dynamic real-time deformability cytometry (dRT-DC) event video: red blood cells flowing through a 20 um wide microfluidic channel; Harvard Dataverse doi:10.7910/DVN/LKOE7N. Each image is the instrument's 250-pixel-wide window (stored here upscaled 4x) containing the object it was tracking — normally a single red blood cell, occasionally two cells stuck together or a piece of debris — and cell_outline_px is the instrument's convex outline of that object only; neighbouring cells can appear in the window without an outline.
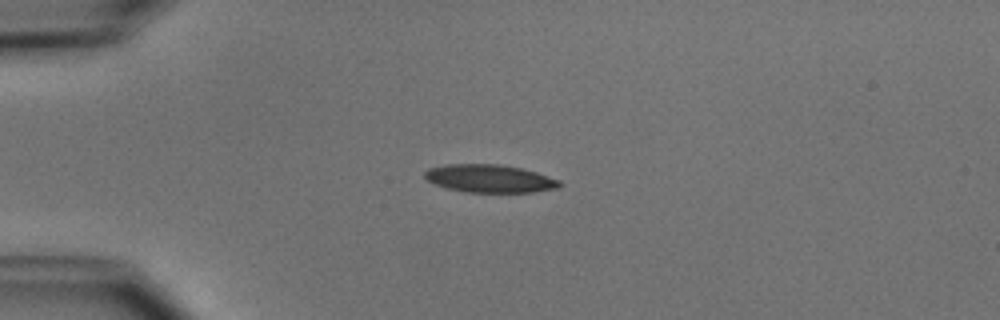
{"species": "common noctule bat (a hibernating species)", "species_latin": "Nyctalus noctula", "temperature_condition": "cold", "stored_images_in_passage": 5, "camera_frame_rate_fps": 3000, "um_per_image_px": 0.085, "animal": {"sex": "male", "body_mass_g": 15.6}, "frame": {"image": 1, "passage_image": 3, "time_ms": 2.333, "image_size_px": [1000, 320], "cell_outline_px": [[560, 188], [536, 192], [464, 192], [448, 188], [436, 184], [428, 180], [424, 176], [424, 172], [428, 168], [448, 164], [500, 164], [520, 168], [536, 172], [560, 180]], "centroid_in_image_um": [41.64, 15.18], "position_along_channel_um": 43.4, "area_um2": 21.91}}